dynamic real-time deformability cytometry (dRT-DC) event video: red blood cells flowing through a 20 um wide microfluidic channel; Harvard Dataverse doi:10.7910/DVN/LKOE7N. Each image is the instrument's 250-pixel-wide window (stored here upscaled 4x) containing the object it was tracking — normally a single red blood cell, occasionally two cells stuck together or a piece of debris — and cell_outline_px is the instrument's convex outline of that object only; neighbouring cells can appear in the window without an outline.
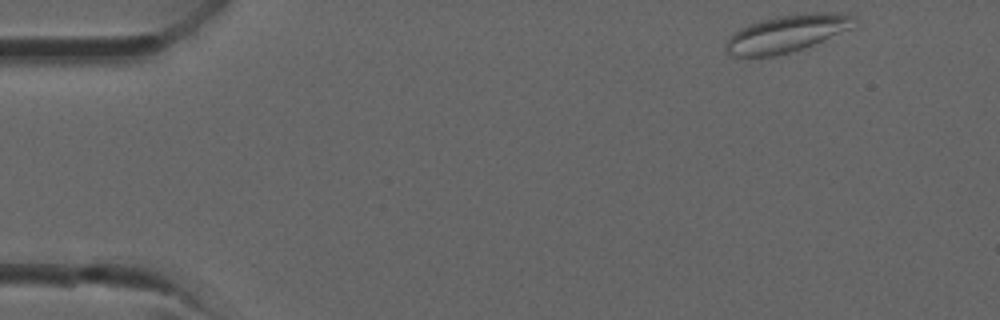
{"species": "common noctule bat (a hibernating species)", "species_latin": "Nyctalus noctula", "temperature_condition": "room temperature", "stored_images_in_passage": 13, "camera_frame_rate_fps": 3000, "um_per_image_px": 0.085, "animal": {"sex": "male", "forearm_length_mm": 52.5}, "frame": {"image": 1, "passage_image": 1, "time_ms": 0.0, "image_size_px": [1000, 320], "cell_outline_px": [[856, 20], [852, 28], [816, 44], [804, 48], [772, 56], [732, 56], [724, 48], [724, 44], [740, 28], [748, 24], [760, 20], [776, 16], [808, 12], [844, 12], [856, 16]], "centroid_in_image_um": [66.94, 2.82], "position_along_channel_um": 18.1, "area_um2": 28.03}}
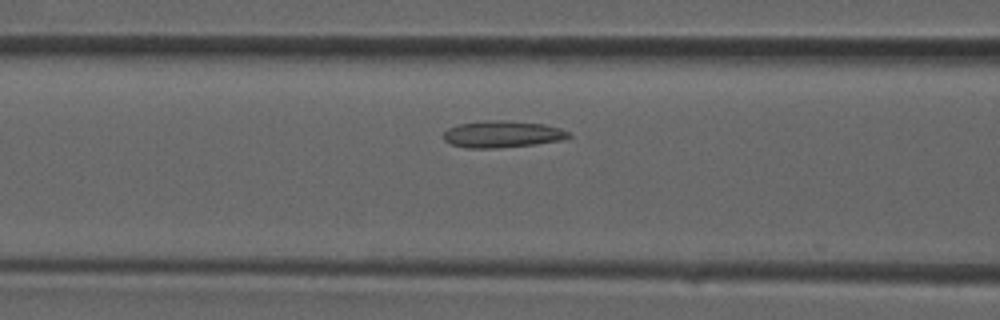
{"frame": {"image": 2, "passage_image": 12, "time_ms": 3.667, "image_size_px": [1000, 320], "cell_outline_px": [[572, 136], [560, 140], [536, 144], [496, 148], [468, 148], [452, 144], [444, 140], [444, 132], [448, 128], [460, 124], [484, 120], [500, 120], [544, 124], [560, 128], [568, 132]], "centroid_in_image_um": [42.69, 11.4], "position_along_channel_um": 123.9, "area_um2": 19.36}}